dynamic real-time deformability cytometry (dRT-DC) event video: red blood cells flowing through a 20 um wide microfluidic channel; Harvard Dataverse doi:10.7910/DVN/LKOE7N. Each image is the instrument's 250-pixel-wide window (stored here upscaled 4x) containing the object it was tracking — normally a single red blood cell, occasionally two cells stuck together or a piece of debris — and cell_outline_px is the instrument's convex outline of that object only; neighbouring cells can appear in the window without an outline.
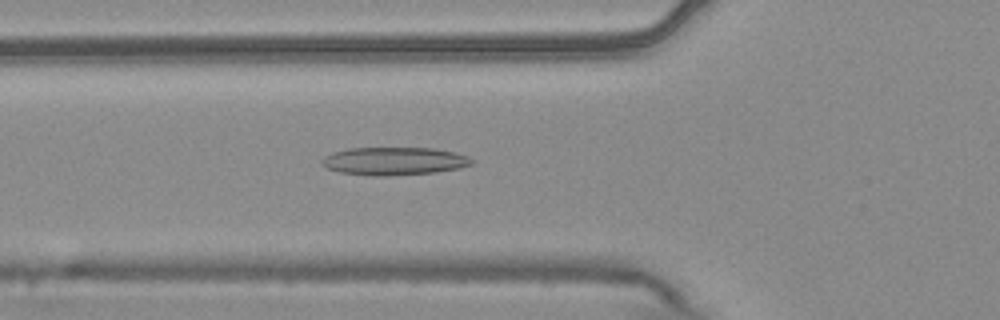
{"species": "common noctule bat (a hibernating species)", "species_latin": "Nyctalus noctula", "temperature_condition": "warm", "stored_images_in_passage": 53, "camera_frame_rate_fps": 3000, "um_per_image_px": 0.085, "animal": {"sex": "male", "body_mass_g": 20.4}, "frame": {"image": 1, "passage_image": 19, "time_ms": 6.0, "image_size_px": [1000, 320], "cell_outline_px": [[476, 160], [472, 164], [460, 168], [436, 172], [388, 176], [372, 176], [340, 172], [328, 168], [320, 164], [320, 160], [324, 156], [332, 152], [348, 148], [432, 148], [452, 152], [468, 156]], "centroid_in_image_um": [33.48, 13.69], "position_along_channel_um": 92.3, "area_um2": 24.57}}
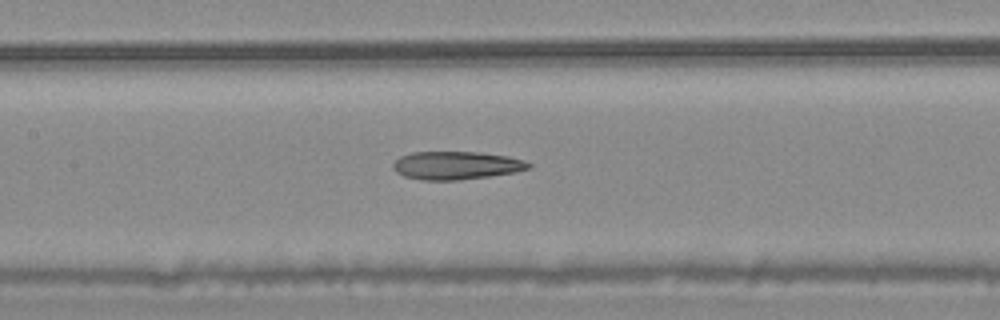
{"frame": {"image": 2, "passage_image": 25, "time_ms": 8.0, "image_size_px": [1000, 320], "cell_outline_px": [[532, 168], [516, 172], [460, 180], [420, 180], [404, 176], [396, 172], [392, 168], [392, 164], [400, 156], [412, 152], [480, 152], [508, 156], [524, 160], [532, 164]], "centroid_in_image_um": [38.79, 14.06], "position_along_channel_um": 168.6, "area_um2": 22.37}}
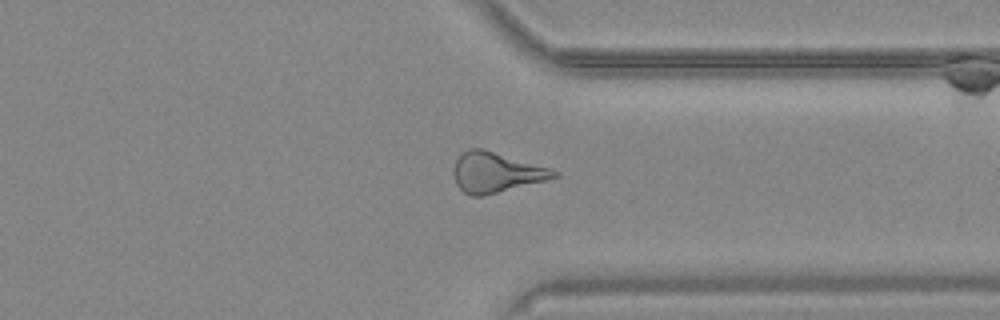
{"frame": {"image": 3, "passage_image": 41, "time_ms": 13.333, "image_size_px": [1000, 320], "cell_outline_px": [[560, 176], [548, 180], [484, 196], [472, 196], [464, 192], [456, 184], [452, 172], [452, 168], [460, 152], [468, 148], [480, 148], [548, 168], [560, 172]], "centroid_in_image_um": [42.12, 14.67], "position_along_channel_um": 369.3, "area_um2": 23.47}, "authors_computed_cell_mechanics": {"area_um2": 23.987, "velocity_mm_per_s": 3.7805, "shape_relaxation_time_tau1_ms": null, "shape_relaxation_time_tau2_ms": 6.1244, "deformation_change_tau1": null, "deformation_change_tau2": 0.1972}}